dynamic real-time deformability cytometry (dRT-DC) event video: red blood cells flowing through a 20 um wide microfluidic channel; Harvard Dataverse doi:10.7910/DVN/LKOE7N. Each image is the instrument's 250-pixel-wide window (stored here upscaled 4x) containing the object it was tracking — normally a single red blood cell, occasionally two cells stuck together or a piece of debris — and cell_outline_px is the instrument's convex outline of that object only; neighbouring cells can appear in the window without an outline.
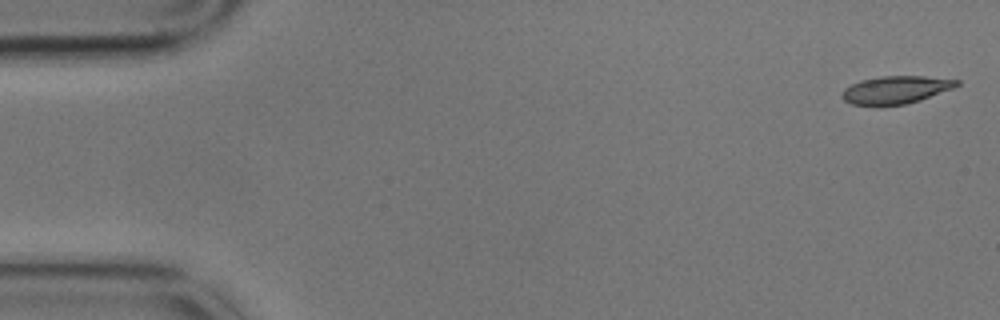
{"species": "common noctule bat (a hibernating species)", "species_latin": "Nyctalus noctula", "temperature_condition": "cold", "stored_images_in_passage": 6, "camera_frame_rate_fps": 3000, "um_per_image_px": 0.085, "animal": {"sex": "male", "body_mass_g": 17.9}, "frame": {"image": 1, "passage_image": 1, "time_ms": 0.0, "image_size_px": [1000, 320], "cell_outline_px": [[960, 84], [952, 88], [920, 100], [904, 104], [852, 104], [844, 100], [840, 96], [844, 88], [860, 80], [880, 76], [924, 76], [960, 80]], "centroid_in_image_um": [76.13, 7.61], "position_along_channel_um": 8.9, "area_um2": 18.21}}